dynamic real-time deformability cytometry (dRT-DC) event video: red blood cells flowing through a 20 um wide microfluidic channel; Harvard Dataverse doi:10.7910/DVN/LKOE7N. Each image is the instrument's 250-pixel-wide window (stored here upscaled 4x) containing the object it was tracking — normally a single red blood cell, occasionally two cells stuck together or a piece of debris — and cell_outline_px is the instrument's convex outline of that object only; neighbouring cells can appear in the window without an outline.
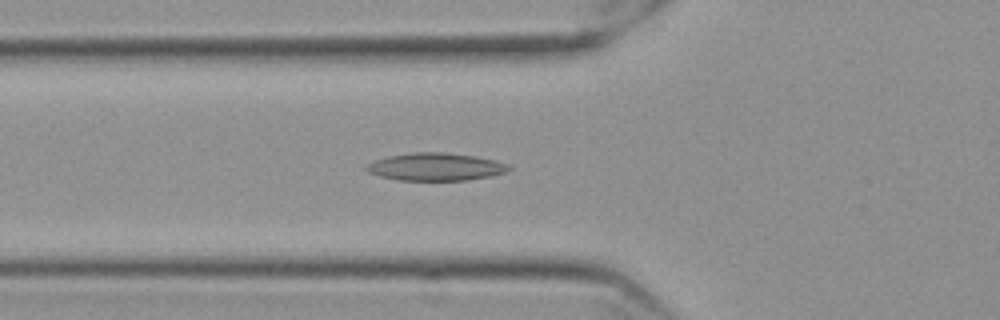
{"species": "Egyptian fruit bat (a non-hibernating species)", "species_latin": "Rousettus aegyptiacus", "temperature_condition": "cold", "stored_images_in_passage": 51, "camera_frame_rate_fps": 3000, "um_per_image_px": 0.085, "frame": {"image": 1, "passage_image": 17, "time_ms": 5.333, "image_size_px": [1000, 320], "cell_outline_px": [[512, 168], [504, 172], [492, 176], [464, 180], [396, 180], [380, 176], [368, 172], [364, 168], [368, 164], [376, 160], [388, 156], [416, 152], [444, 152], [476, 156], [496, 160], [508, 164]], "centroid_in_image_um": [37.04, 14.17], "position_along_channel_um": 88.8, "area_um2": 22.89}}
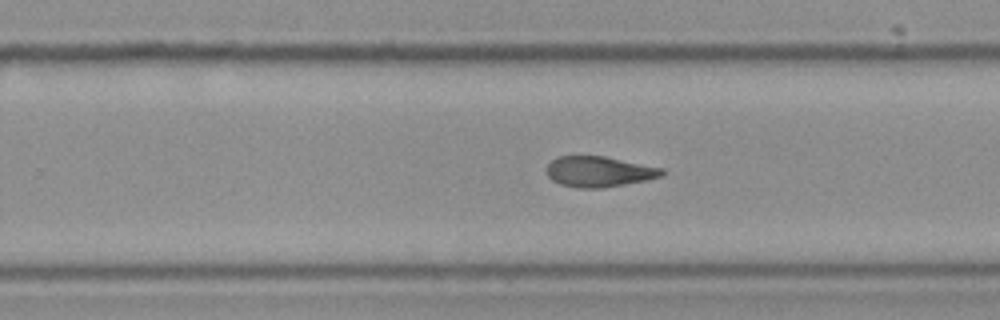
{"frame": {"image": 2, "passage_image": 33, "time_ms": 10.667, "image_size_px": [1000, 320], "cell_outline_px": [[664, 172], [660, 176], [644, 180], [624, 184], [600, 188], [576, 188], [560, 184], [552, 180], [544, 172], [544, 168], [552, 160], [560, 156], [604, 156], [664, 168]], "centroid_in_image_um": [50.85, 14.58], "position_along_channel_um": 278.9, "area_um2": 20.52}}
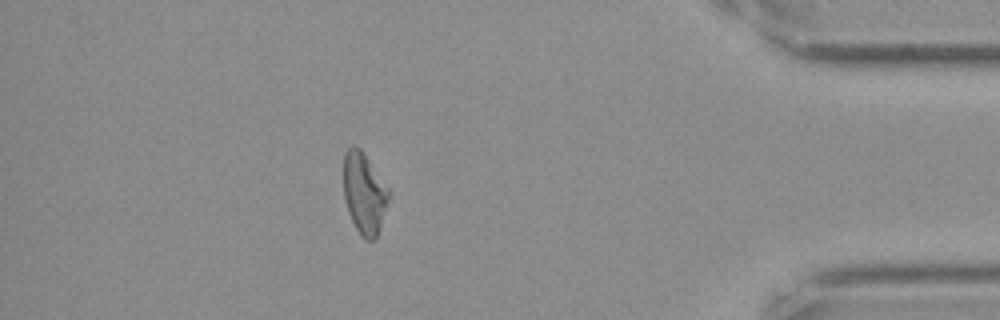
{"frame": {"image": 3, "passage_image": 47, "time_ms": 15.333, "image_size_px": [1000, 320], "cell_outline_px": [[388, 200], [376, 236], [372, 240], [368, 240], [356, 228], [348, 212], [344, 200], [344, 152], [352, 144], [356, 144], [360, 148], [388, 188]], "centroid_in_image_um": [30.92, 16.36], "position_along_channel_um": 404.3, "area_um2": 20.75}, "authors_computed_cell_mechanics": {"area_um2": 21.675, "velocity_mm_per_s": 3.5499, "shape_relaxation_time_tau1_ms": 10.9271, "shape_relaxation_time_tau2_ms": 5.832, "deformation_change_tau1": 0.197, "deformation_change_tau2": 0.1285}}